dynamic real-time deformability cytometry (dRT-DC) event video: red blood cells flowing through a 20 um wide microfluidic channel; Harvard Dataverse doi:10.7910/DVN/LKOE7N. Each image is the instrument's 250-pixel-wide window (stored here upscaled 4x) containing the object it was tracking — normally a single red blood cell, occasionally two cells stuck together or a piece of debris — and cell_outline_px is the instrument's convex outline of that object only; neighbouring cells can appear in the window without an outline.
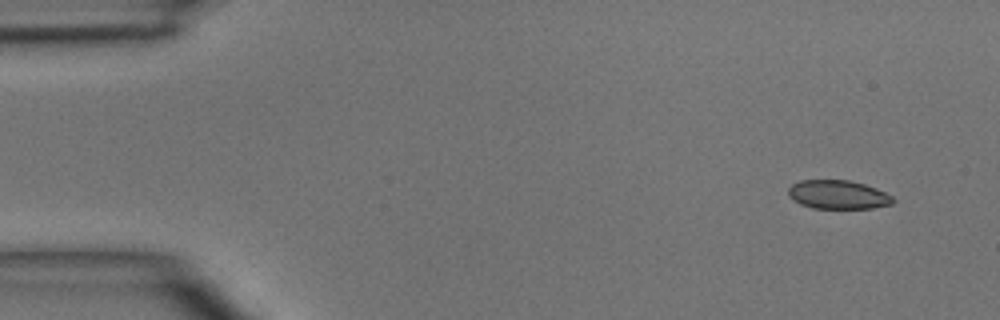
{"species": "common noctule bat (a hibernating species)", "species_latin": "Nyctalus noctula", "temperature_condition": "room temperature", "stored_images_in_passage": 4, "camera_frame_rate_fps": 3000, "um_per_image_px": 0.085, "animal": {"sex": "male", "body_mass_g": 15.6}, "frame": {"image": 1, "passage_image": 1, "time_ms": 0.0, "image_size_px": [1000, 320], "cell_outline_px": [[896, 200], [892, 204], [872, 208], [812, 208], [800, 204], [788, 196], [788, 188], [792, 184], [800, 180], [848, 180], [864, 184], [876, 188], [892, 196]], "centroid_in_image_um": [71.22, 16.54], "position_along_channel_um": 13.8, "area_um2": 17.57}}
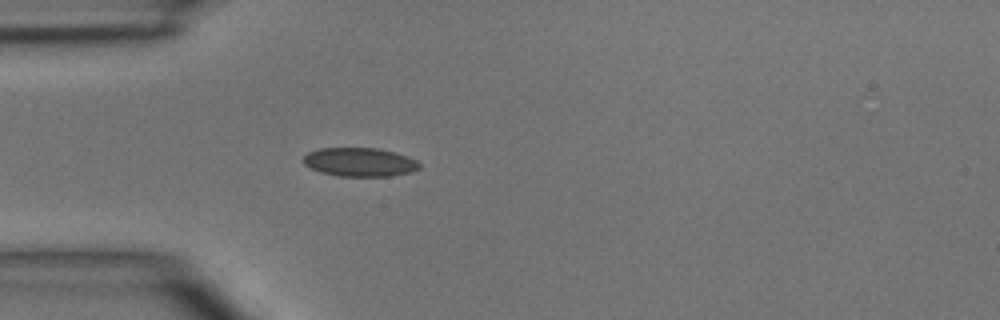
{"frame": {"image": 2, "passage_image": 4, "time_ms": 3.333, "image_size_px": [1000, 320], "cell_outline_px": [[420, 168], [412, 172], [392, 176], [340, 176], [320, 172], [304, 164], [300, 160], [308, 152], [320, 148], [376, 148], [396, 152], [416, 160], [420, 164]], "centroid_in_image_um": [30.57, 13.78], "position_along_channel_um": 54.4, "area_um2": 19.54}}